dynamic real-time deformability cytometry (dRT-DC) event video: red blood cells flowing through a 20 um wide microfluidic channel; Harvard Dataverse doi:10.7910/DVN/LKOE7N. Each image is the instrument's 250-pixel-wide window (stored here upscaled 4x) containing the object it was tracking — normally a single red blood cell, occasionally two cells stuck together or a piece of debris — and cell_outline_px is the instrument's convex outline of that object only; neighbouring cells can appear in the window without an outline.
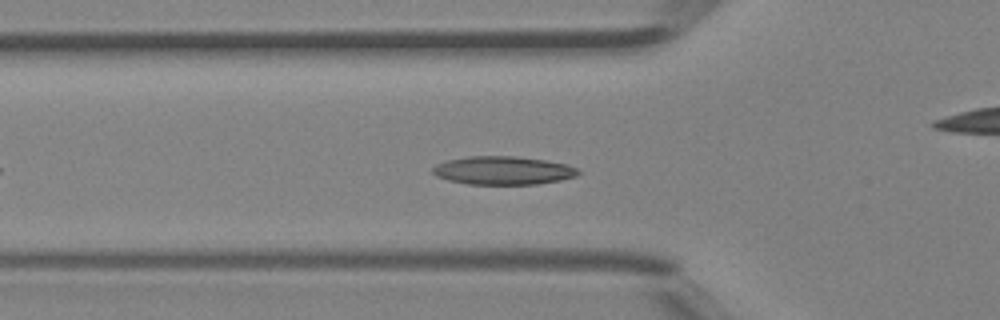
{"species": "Egyptian fruit bat (a non-hibernating species)", "species_latin": "Rousettus aegyptiacus", "temperature_condition": "room temperature", "stored_images_in_passage": 37, "camera_frame_rate_fps": 3000, "um_per_image_px": 0.085, "animal": {"sex": "female"}, "frame": {"image": 1, "passage_image": 7, "time_ms": 2.0, "image_size_px": [1000, 320], "cell_outline_px": [[580, 172], [576, 176], [560, 180], [536, 184], [468, 184], [448, 180], [436, 176], [432, 172], [432, 168], [436, 164], [444, 160], [468, 156], [516, 156], [544, 160], [568, 164], [576, 168]], "centroid_in_image_um": [42.72, 14.48], "position_along_channel_um": 83.1, "area_um2": 24.1}}
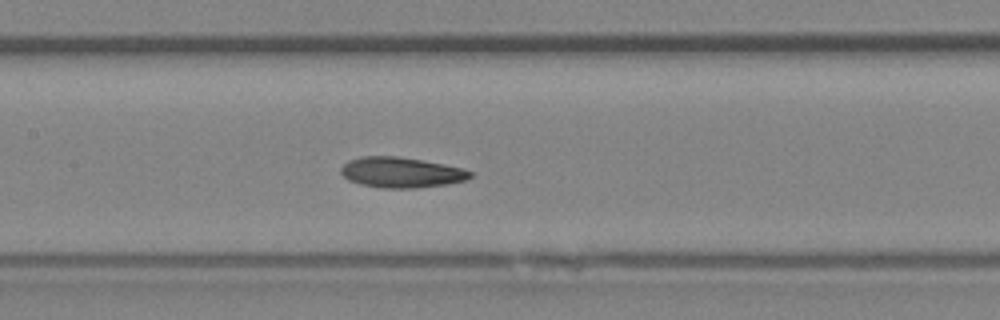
{"frame": {"image": 2, "passage_image": 13, "time_ms": 4.0, "image_size_px": [1000, 320], "cell_outline_px": [[472, 176], [464, 180], [444, 184], [416, 188], [380, 188], [360, 184], [348, 180], [340, 172], [340, 168], [348, 160], [360, 156], [396, 156], [420, 160], [460, 168], [472, 172]], "centroid_in_image_um": [34.02, 14.66], "position_along_channel_um": 173.4, "area_um2": 22.66}}
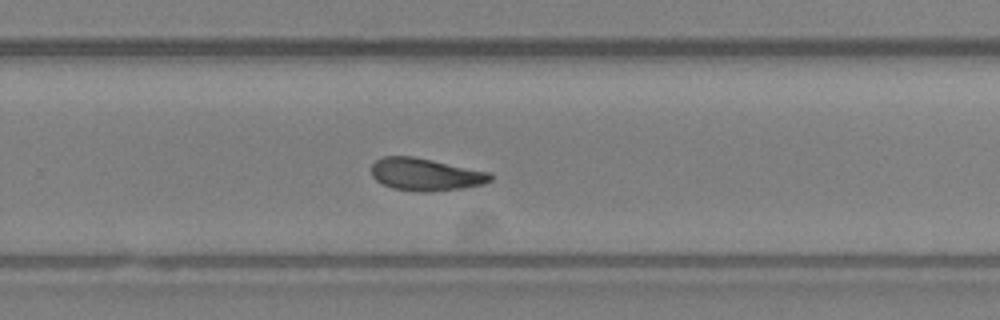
{"frame": {"image": 3, "passage_image": 21, "time_ms": 6.667, "image_size_px": [1000, 320], "cell_outline_px": [[492, 180], [484, 184], [464, 188], [392, 188], [376, 180], [372, 176], [372, 164], [376, 160], [384, 156], [412, 156], [492, 172]], "centroid_in_image_um": [36.2, 14.76], "position_along_channel_um": 293.6, "area_um2": 21.44}, "authors_computed_cell_mechanics": {"area_um2": 22.6576, "velocity_mm_per_s": 4.5263, "shape_relaxation_time_tau1_ms": 4.4044, "shape_relaxation_time_tau2_ms": 2.341, "deformation_change_tau1": 0.114, "deformation_change_tau2": 0.0865}}